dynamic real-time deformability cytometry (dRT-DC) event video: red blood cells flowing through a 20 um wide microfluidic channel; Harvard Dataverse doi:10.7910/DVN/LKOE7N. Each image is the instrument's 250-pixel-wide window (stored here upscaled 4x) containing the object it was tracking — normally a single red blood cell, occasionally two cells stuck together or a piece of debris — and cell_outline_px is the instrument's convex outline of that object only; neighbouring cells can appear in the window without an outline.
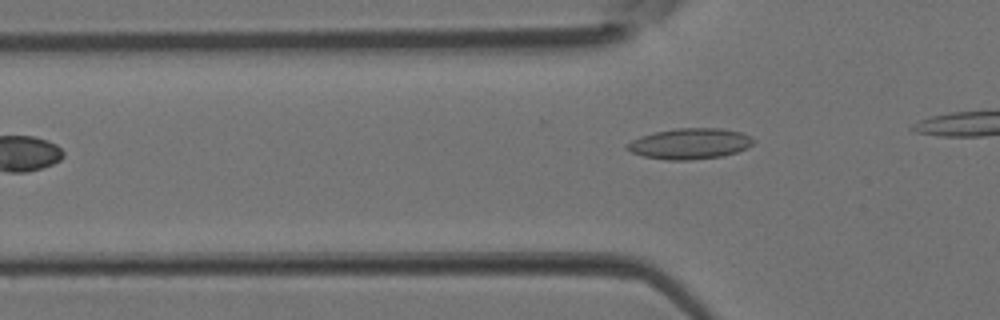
{"species": "Egyptian fruit bat (a non-hibernating species)", "species_latin": "Rousettus aegyptiacus", "temperature_condition": "room temperature", "stored_images_in_passage": 4, "camera_frame_rate_fps": 3000, "um_per_image_px": 0.085, "animal": {"sex": "female"}, "frame": {"image": 1, "passage_image": 4, "time_ms": 1.0, "image_size_px": [1000, 320], "cell_outline_px": [[756, 140], [748, 148], [724, 156], [688, 160], [668, 160], [644, 156], [632, 152], [624, 148], [624, 144], [640, 136], [656, 132], [676, 128], [720, 128], [740, 132]], "centroid_in_image_um": [58.62, 12.21], "position_along_channel_um": 67.2, "area_um2": 22.66}}